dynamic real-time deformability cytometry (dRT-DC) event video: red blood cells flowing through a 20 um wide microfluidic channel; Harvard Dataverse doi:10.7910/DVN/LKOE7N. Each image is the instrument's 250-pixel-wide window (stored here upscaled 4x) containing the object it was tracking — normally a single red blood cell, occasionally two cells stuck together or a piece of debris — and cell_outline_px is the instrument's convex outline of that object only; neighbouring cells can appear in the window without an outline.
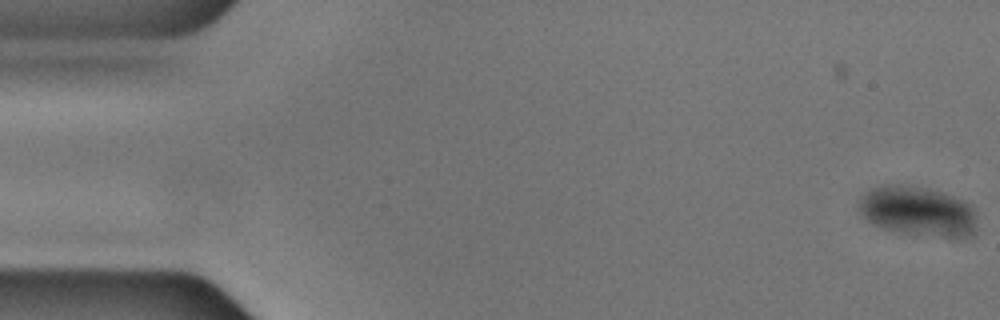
{"species": "common noctule bat (a hibernating species)", "species_latin": "Nyctalus noctula", "temperature_condition": "cold", "stored_images_in_passage": 10, "camera_frame_rate_fps": 3000, "um_per_image_px": 0.085, "animal": {"sex": "male", "body_mass_g": 17.9, "forearm_length_mm": 54.2}, "frame": {"image": 1, "passage_image": 1, "time_ms": 0.0, "image_size_px": [1000, 320], "cell_outline_px": [[976, 232], [972, 236], [956, 240], [904, 232], [884, 228], [872, 224], [860, 212], [860, 196], [872, 188], [884, 184], [892, 184], [928, 188], [944, 192], [964, 200], [972, 204], [976, 216]], "centroid_in_image_um": [78.11, 17.98], "position_along_channel_um": 6.9, "area_um2": 34.85}}